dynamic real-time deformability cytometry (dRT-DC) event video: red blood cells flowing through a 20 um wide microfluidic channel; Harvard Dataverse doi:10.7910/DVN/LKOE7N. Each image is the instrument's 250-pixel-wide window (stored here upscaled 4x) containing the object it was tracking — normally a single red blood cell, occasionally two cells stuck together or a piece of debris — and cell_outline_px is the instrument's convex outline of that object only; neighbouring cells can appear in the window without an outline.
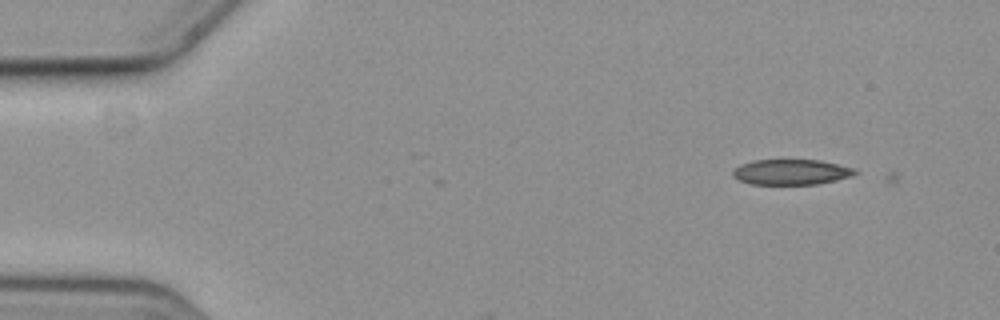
{"species": "common noctule bat (a hibernating species)", "species_latin": "Nyctalus noctula", "temperature_condition": "cold", "stored_images_in_passage": 5, "camera_frame_rate_fps": 3000, "um_per_image_px": 0.085, "animal": {"sex": "female", "body_mass_g": 19.3, "forearm_length_mm": 54.1}, "frame": {"image": 1, "passage_image": 2, "time_ms": 0.333, "image_size_px": [1000, 320], "cell_outline_px": [[860, 172], [852, 176], [816, 184], [752, 184], [740, 180], [732, 176], [732, 172], [740, 164], [752, 160], [820, 160], [852, 168]], "centroid_in_image_um": [67.23, 14.62], "position_along_channel_um": 17.8, "area_um2": 17.92}}